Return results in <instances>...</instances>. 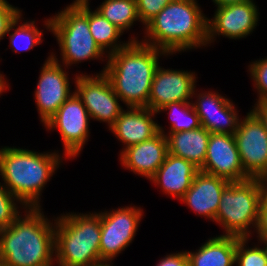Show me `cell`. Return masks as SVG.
Here are the masks:
<instances>
[{
  "label": "cell",
  "mask_w": 267,
  "mask_h": 266,
  "mask_svg": "<svg viewBox=\"0 0 267 266\" xmlns=\"http://www.w3.org/2000/svg\"><path fill=\"white\" fill-rule=\"evenodd\" d=\"M169 54L141 41H130L125 47L107 56L104 73L115 92L127 107H146L159 57Z\"/></svg>",
  "instance_id": "1"
},
{
  "label": "cell",
  "mask_w": 267,
  "mask_h": 266,
  "mask_svg": "<svg viewBox=\"0 0 267 266\" xmlns=\"http://www.w3.org/2000/svg\"><path fill=\"white\" fill-rule=\"evenodd\" d=\"M202 12L196 0L171 1L145 25L141 42L169 55L206 47L208 18Z\"/></svg>",
  "instance_id": "2"
},
{
  "label": "cell",
  "mask_w": 267,
  "mask_h": 266,
  "mask_svg": "<svg viewBox=\"0 0 267 266\" xmlns=\"http://www.w3.org/2000/svg\"><path fill=\"white\" fill-rule=\"evenodd\" d=\"M0 230V258L9 266H42L55 260V222L41 208H26ZM23 216V217H22Z\"/></svg>",
  "instance_id": "3"
},
{
  "label": "cell",
  "mask_w": 267,
  "mask_h": 266,
  "mask_svg": "<svg viewBox=\"0 0 267 266\" xmlns=\"http://www.w3.org/2000/svg\"><path fill=\"white\" fill-rule=\"evenodd\" d=\"M62 163L57 152L0 148V175L4 186L26 207L41 208L40 196L55 170Z\"/></svg>",
  "instance_id": "4"
},
{
  "label": "cell",
  "mask_w": 267,
  "mask_h": 266,
  "mask_svg": "<svg viewBox=\"0 0 267 266\" xmlns=\"http://www.w3.org/2000/svg\"><path fill=\"white\" fill-rule=\"evenodd\" d=\"M55 221L58 266H100L101 213H66Z\"/></svg>",
  "instance_id": "5"
},
{
  "label": "cell",
  "mask_w": 267,
  "mask_h": 266,
  "mask_svg": "<svg viewBox=\"0 0 267 266\" xmlns=\"http://www.w3.org/2000/svg\"><path fill=\"white\" fill-rule=\"evenodd\" d=\"M89 1L75 0L44 21L47 30L57 38L64 67L89 59L102 60L105 56L89 30Z\"/></svg>",
  "instance_id": "6"
},
{
  "label": "cell",
  "mask_w": 267,
  "mask_h": 266,
  "mask_svg": "<svg viewBox=\"0 0 267 266\" xmlns=\"http://www.w3.org/2000/svg\"><path fill=\"white\" fill-rule=\"evenodd\" d=\"M266 192L267 181L260 178L230 182L222 192L215 218L225 230L222 235L250 238V228L257 226L259 207Z\"/></svg>",
  "instance_id": "7"
},
{
  "label": "cell",
  "mask_w": 267,
  "mask_h": 266,
  "mask_svg": "<svg viewBox=\"0 0 267 266\" xmlns=\"http://www.w3.org/2000/svg\"><path fill=\"white\" fill-rule=\"evenodd\" d=\"M143 217L141 207L125 206L116 210L101 211L100 260H112L133 241Z\"/></svg>",
  "instance_id": "8"
},
{
  "label": "cell",
  "mask_w": 267,
  "mask_h": 266,
  "mask_svg": "<svg viewBox=\"0 0 267 266\" xmlns=\"http://www.w3.org/2000/svg\"><path fill=\"white\" fill-rule=\"evenodd\" d=\"M94 76V77H93ZM74 92L81 99L91 119L108 123L109 129L124 110L120 98L104 73L75 76Z\"/></svg>",
  "instance_id": "9"
},
{
  "label": "cell",
  "mask_w": 267,
  "mask_h": 266,
  "mask_svg": "<svg viewBox=\"0 0 267 266\" xmlns=\"http://www.w3.org/2000/svg\"><path fill=\"white\" fill-rule=\"evenodd\" d=\"M234 137L244 172L267 181V131L252 110L240 119Z\"/></svg>",
  "instance_id": "10"
},
{
  "label": "cell",
  "mask_w": 267,
  "mask_h": 266,
  "mask_svg": "<svg viewBox=\"0 0 267 266\" xmlns=\"http://www.w3.org/2000/svg\"><path fill=\"white\" fill-rule=\"evenodd\" d=\"M90 115L75 92L59 107L58 111L44 124L46 129L59 130L66 158L79 155L89 139Z\"/></svg>",
  "instance_id": "11"
},
{
  "label": "cell",
  "mask_w": 267,
  "mask_h": 266,
  "mask_svg": "<svg viewBox=\"0 0 267 266\" xmlns=\"http://www.w3.org/2000/svg\"><path fill=\"white\" fill-rule=\"evenodd\" d=\"M55 54L52 53L41 67L35 89V102L41 122L45 124L59 107L73 94L68 72L63 69Z\"/></svg>",
  "instance_id": "12"
},
{
  "label": "cell",
  "mask_w": 267,
  "mask_h": 266,
  "mask_svg": "<svg viewBox=\"0 0 267 266\" xmlns=\"http://www.w3.org/2000/svg\"><path fill=\"white\" fill-rule=\"evenodd\" d=\"M213 19H207V44L217 35L240 39L251 34L257 26L259 12L253 0L217 7Z\"/></svg>",
  "instance_id": "13"
},
{
  "label": "cell",
  "mask_w": 267,
  "mask_h": 266,
  "mask_svg": "<svg viewBox=\"0 0 267 266\" xmlns=\"http://www.w3.org/2000/svg\"><path fill=\"white\" fill-rule=\"evenodd\" d=\"M200 171L241 182L250 177L244 172L234 135L210 133L206 159Z\"/></svg>",
  "instance_id": "14"
},
{
  "label": "cell",
  "mask_w": 267,
  "mask_h": 266,
  "mask_svg": "<svg viewBox=\"0 0 267 266\" xmlns=\"http://www.w3.org/2000/svg\"><path fill=\"white\" fill-rule=\"evenodd\" d=\"M195 72L164 69L161 66L155 71L147 108L157 112L161 107L173 102L190 101L195 94Z\"/></svg>",
  "instance_id": "15"
},
{
  "label": "cell",
  "mask_w": 267,
  "mask_h": 266,
  "mask_svg": "<svg viewBox=\"0 0 267 266\" xmlns=\"http://www.w3.org/2000/svg\"><path fill=\"white\" fill-rule=\"evenodd\" d=\"M192 103L201 126L210 133L234 135L240 121L238 111L231 100L215 91H205Z\"/></svg>",
  "instance_id": "16"
},
{
  "label": "cell",
  "mask_w": 267,
  "mask_h": 266,
  "mask_svg": "<svg viewBox=\"0 0 267 266\" xmlns=\"http://www.w3.org/2000/svg\"><path fill=\"white\" fill-rule=\"evenodd\" d=\"M116 119L114 125L109 129L125 146L139 144L151 139L159 132H164L163 128L153 119L155 111L146 107H127Z\"/></svg>",
  "instance_id": "17"
},
{
  "label": "cell",
  "mask_w": 267,
  "mask_h": 266,
  "mask_svg": "<svg viewBox=\"0 0 267 266\" xmlns=\"http://www.w3.org/2000/svg\"><path fill=\"white\" fill-rule=\"evenodd\" d=\"M230 181L198 171L192 185L180 199L196 214L215 221L222 192Z\"/></svg>",
  "instance_id": "18"
},
{
  "label": "cell",
  "mask_w": 267,
  "mask_h": 266,
  "mask_svg": "<svg viewBox=\"0 0 267 266\" xmlns=\"http://www.w3.org/2000/svg\"><path fill=\"white\" fill-rule=\"evenodd\" d=\"M120 153V161L124 168L149 180L166 159L167 138L164 133L159 132L151 139L129 146Z\"/></svg>",
  "instance_id": "19"
},
{
  "label": "cell",
  "mask_w": 267,
  "mask_h": 266,
  "mask_svg": "<svg viewBox=\"0 0 267 266\" xmlns=\"http://www.w3.org/2000/svg\"><path fill=\"white\" fill-rule=\"evenodd\" d=\"M199 169L186 159L168 153L162 165L149 179L163 192L180 200L192 185Z\"/></svg>",
  "instance_id": "20"
},
{
  "label": "cell",
  "mask_w": 267,
  "mask_h": 266,
  "mask_svg": "<svg viewBox=\"0 0 267 266\" xmlns=\"http://www.w3.org/2000/svg\"><path fill=\"white\" fill-rule=\"evenodd\" d=\"M168 153L191 162L199 170L203 167L210 132L204 127L190 131L165 134Z\"/></svg>",
  "instance_id": "21"
},
{
  "label": "cell",
  "mask_w": 267,
  "mask_h": 266,
  "mask_svg": "<svg viewBox=\"0 0 267 266\" xmlns=\"http://www.w3.org/2000/svg\"><path fill=\"white\" fill-rule=\"evenodd\" d=\"M186 252L190 266H233L236 237L219 235L208 239L196 252Z\"/></svg>",
  "instance_id": "22"
},
{
  "label": "cell",
  "mask_w": 267,
  "mask_h": 266,
  "mask_svg": "<svg viewBox=\"0 0 267 266\" xmlns=\"http://www.w3.org/2000/svg\"><path fill=\"white\" fill-rule=\"evenodd\" d=\"M89 30L97 45L105 54L108 52V56L125 47L130 41H138L136 37H131L125 43L118 41L123 32L96 10L92 11L90 6Z\"/></svg>",
  "instance_id": "23"
},
{
  "label": "cell",
  "mask_w": 267,
  "mask_h": 266,
  "mask_svg": "<svg viewBox=\"0 0 267 266\" xmlns=\"http://www.w3.org/2000/svg\"><path fill=\"white\" fill-rule=\"evenodd\" d=\"M95 10L118 27L123 34L134 25V22H140L136 0H104Z\"/></svg>",
  "instance_id": "24"
},
{
  "label": "cell",
  "mask_w": 267,
  "mask_h": 266,
  "mask_svg": "<svg viewBox=\"0 0 267 266\" xmlns=\"http://www.w3.org/2000/svg\"><path fill=\"white\" fill-rule=\"evenodd\" d=\"M21 17L22 13L12 22L7 32L10 39L11 49L16 53L31 50L35 45L42 43L43 37L42 30L40 31L36 27L35 21H26L18 26L22 19ZM13 29L14 32L10 34V31Z\"/></svg>",
  "instance_id": "25"
},
{
  "label": "cell",
  "mask_w": 267,
  "mask_h": 266,
  "mask_svg": "<svg viewBox=\"0 0 267 266\" xmlns=\"http://www.w3.org/2000/svg\"><path fill=\"white\" fill-rule=\"evenodd\" d=\"M170 111V131L169 133H177L182 131H190L201 127L199 116L194 110L192 102H173L168 103L157 110V114L161 111Z\"/></svg>",
  "instance_id": "26"
},
{
  "label": "cell",
  "mask_w": 267,
  "mask_h": 266,
  "mask_svg": "<svg viewBox=\"0 0 267 266\" xmlns=\"http://www.w3.org/2000/svg\"><path fill=\"white\" fill-rule=\"evenodd\" d=\"M249 238L236 237L235 264L237 266H267L266 247H247ZM247 247V248H246Z\"/></svg>",
  "instance_id": "27"
},
{
  "label": "cell",
  "mask_w": 267,
  "mask_h": 266,
  "mask_svg": "<svg viewBox=\"0 0 267 266\" xmlns=\"http://www.w3.org/2000/svg\"><path fill=\"white\" fill-rule=\"evenodd\" d=\"M0 182V230L10 226L21 214L18 203L26 207ZM16 201V202H15Z\"/></svg>",
  "instance_id": "28"
},
{
  "label": "cell",
  "mask_w": 267,
  "mask_h": 266,
  "mask_svg": "<svg viewBox=\"0 0 267 266\" xmlns=\"http://www.w3.org/2000/svg\"><path fill=\"white\" fill-rule=\"evenodd\" d=\"M249 72L257 89L258 100H267V57L250 63Z\"/></svg>",
  "instance_id": "29"
},
{
  "label": "cell",
  "mask_w": 267,
  "mask_h": 266,
  "mask_svg": "<svg viewBox=\"0 0 267 266\" xmlns=\"http://www.w3.org/2000/svg\"><path fill=\"white\" fill-rule=\"evenodd\" d=\"M171 1L174 0H136L140 22L145 26Z\"/></svg>",
  "instance_id": "30"
},
{
  "label": "cell",
  "mask_w": 267,
  "mask_h": 266,
  "mask_svg": "<svg viewBox=\"0 0 267 266\" xmlns=\"http://www.w3.org/2000/svg\"><path fill=\"white\" fill-rule=\"evenodd\" d=\"M21 13L19 8L9 4L7 0H0V40L7 35L9 26Z\"/></svg>",
  "instance_id": "31"
},
{
  "label": "cell",
  "mask_w": 267,
  "mask_h": 266,
  "mask_svg": "<svg viewBox=\"0 0 267 266\" xmlns=\"http://www.w3.org/2000/svg\"><path fill=\"white\" fill-rule=\"evenodd\" d=\"M255 231L258 234L256 237H258L259 241L267 238V192L259 207L258 222Z\"/></svg>",
  "instance_id": "32"
},
{
  "label": "cell",
  "mask_w": 267,
  "mask_h": 266,
  "mask_svg": "<svg viewBox=\"0 0 267 266\" xmlns=\"http://www.w3.org/2000/svg\"><path fill=\"white\" fill-rule=\"evenodd\" d=\"M156 266H190L187 252L170 253L159 260Z\"/></svg>",
  "instance_id": "33"
},
{
  "label": "cell",
  "mask_w": 267,
  "mask_h": 266,
  "mask_svg": "<svg viewBox=\"0 0 267 266\" xmlns=\"http://www.w3.org/2000/svg\"><path fill=\"white\" fill-rule=\"evenodd\" d=\"M252 111L259 117L267 131V100L257 101Z\"/></svg>",
  "instance_id": "34"
},
{
  "label": "cell",
  "mask_w": 267,
  "mask_h": 266,
  "mask_svg": "<svg viewBox=\"0 0 267 266\" xmlns=\"http://www.w3.org/2000/svg\"><path fill=\"white\" fill-rule=\"evenodd\" d=\"M217 6V7H222L230 4H236V3H241L245 2L247 0H212Z\"/></svg>",
  "instance_id": "35"
},
{
  "label": "cell",
  "mask_w": 267,
  "mask_h": 266,
  "mask_svg": "<svg viewBox=\"0 0 267 266\" xmlns=\"http://www.w3.org/2000/svg\"><path fill=\"white\" fill-rule=\"evenodd\" d=\"M7 88H9V85L7 84L6 78L0 73V94L2 95Z\"/></svg>",
  "instance_id": "36"
},
{
  "label": "cell",
  "mask_w": 267,
  "mask_h": 266,
  "mask_svg": "<svg viewBox=\"0 0 267 266\" xmlns=\"http://www.w3.org/2000/svg\"><path fill=\"white\" fill-rule=\"evenodd\" d=\"M0 266H9L3 258H0Z\"/></svg>",
  "instance_id": "37"
},
{
  "label": "cell",
  "mask_w": 267,
  "mask_h": 266,
  "mask_svg": "<svg viewBox=\"0 0 267 266\" xmlns=\"http://www.w3.org/2000/svg\"><path fill=\"white\" fill-rule=\"evenodd\" d=\"M260 244H261V245L263 244V245L266 247V249H267V238L262 239V240L260 241Z\"/></svg>",
  "instance_id": "38"
},
{
  "label": "cell",
  "mask_w": 267,
  "mask_h": 266,
  "mask_svg": "<svg viewBox=\"0 0 267 266\" xmlns=\"http://www.w3.org/2000/svg\"><path fill=\"white\" fill-rule=\"evenodd\" d=\"M53 264H54V262H52V263H47V264H44V265H42V266H53Z\"/></svg>",
  "instance_id": "39"
},
{
  "label": "cell",
  "mask_w": 267,
  "mask_h": 266,
  "mask_svg": "<svg viewBox=\"0 0 267 266\" xmlns=\"http://www.w3.org/2000/svg\"><path fill=\"white\" fill-rule=\"evenodd\" d=\"M100 266H113V265H111V263H105V264H102Z\"/></svg>",
  "instance_id": "40"
}]
</instances>
